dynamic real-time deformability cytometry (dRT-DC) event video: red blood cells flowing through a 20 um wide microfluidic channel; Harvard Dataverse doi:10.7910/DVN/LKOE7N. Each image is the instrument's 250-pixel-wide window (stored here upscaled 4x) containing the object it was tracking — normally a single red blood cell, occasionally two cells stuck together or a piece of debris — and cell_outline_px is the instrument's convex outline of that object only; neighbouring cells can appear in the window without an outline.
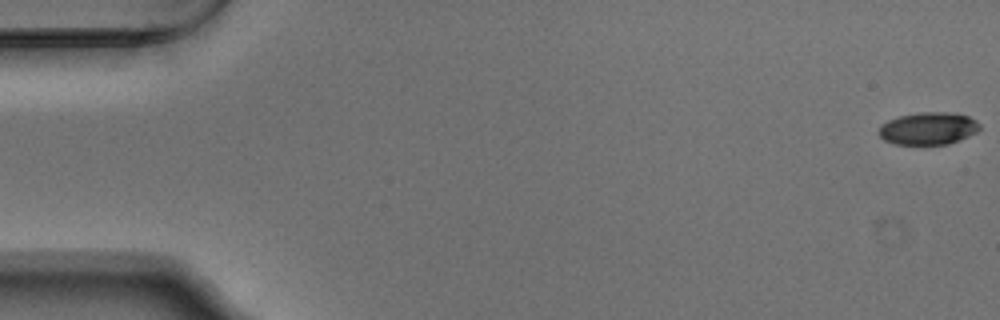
{"species": "Egyptian fruit bat (a non-hibernating species)", "species_latin": "Rousettus aegyptiacus", "temperature_condition": "warm", "stored_images_in_passage": 54, "camera_frame_rate_fps": 3000, "um_per_image_px": 0.085, "animal": {"sex": "male"}, "frame": {"image": 1, "passage_image": 1, "time_ms": 0.0, "image_size_px": [1000, 320], "cell_outline_px": [[980, 128], [976, 132], [968, 136], [948, 144], [892, 144], [884, 140], [880, 136], [880, 124], [888, 120], [900, 116], [920, 112], [948, 112], [968, 116], [976, 120], [980, 124]], "centroid_in_image_um": [78.9, 10.91], "position_along_channel_um": 6.1, "area_um2": 18.96}}
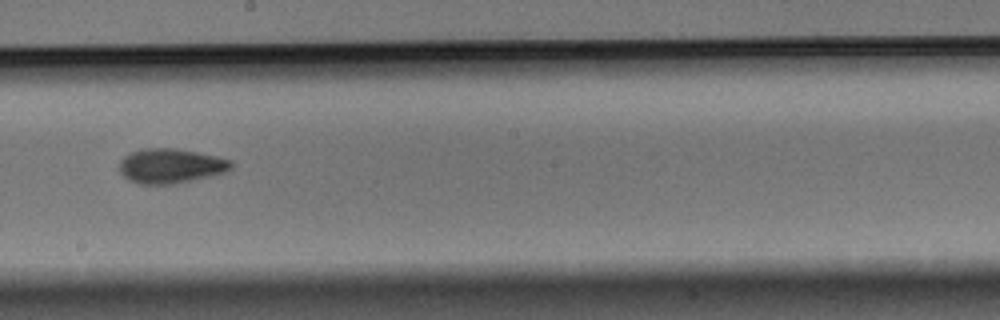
{"frame": {"image": 2, "passage_image": 31, "time_ms": 10.0, "image_size_px": [1000, 320], "cell_outline_px": [[232, 168], [224, 172], [176, 184], [140, 184], [128, 180], [120, 172], [120, 160], [124, 156], [132, 152], [144, 148], [176, 148], [216, 156], [232, 160]], "centroid_in_image_um": [14.49, 14.1], "position_along_channel_um": 233.7, "area_um2": 22.48}}
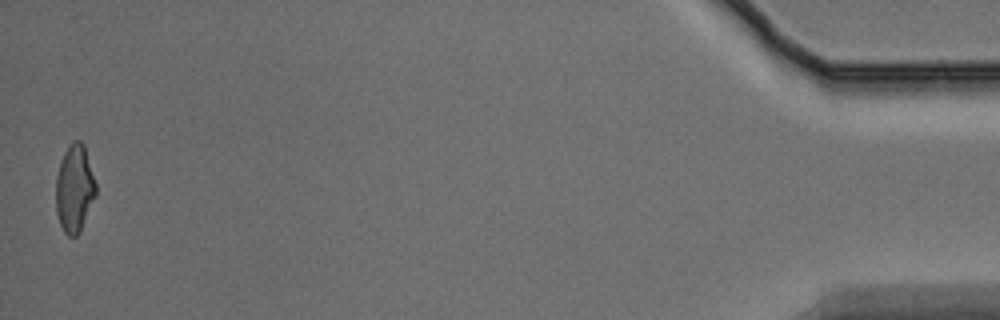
{"frame": {"image": 3, "passage_image": 54, "time_ms": 17.667, "image_size_px": [1000, 320], "cell_outline_px": [[96, 196], [80, 232], [76, 236], [68, 236], [64, 232], [60, 224], [56, 212], [56, 176], [60, 160], [64, 152], [72, 140], [80, 140], [84, 144], [96, 184]], "centroid_in_image_um": [6.33, 16.02], "position_along_channel_um": 428.9, "area_um2": 20.58}, "authors_computed_cell_mechanics": {"area_um2": 21.1259, "velocity_mm_per_s": 3.7587, "shape_relaxation_time_tau1_ms": 3.4138, "shape_relaxation_time_tau2_ms": 3.6444, "deformation_change_tau1": 0.1307, "deformation_change_tau2": 0.0928}}